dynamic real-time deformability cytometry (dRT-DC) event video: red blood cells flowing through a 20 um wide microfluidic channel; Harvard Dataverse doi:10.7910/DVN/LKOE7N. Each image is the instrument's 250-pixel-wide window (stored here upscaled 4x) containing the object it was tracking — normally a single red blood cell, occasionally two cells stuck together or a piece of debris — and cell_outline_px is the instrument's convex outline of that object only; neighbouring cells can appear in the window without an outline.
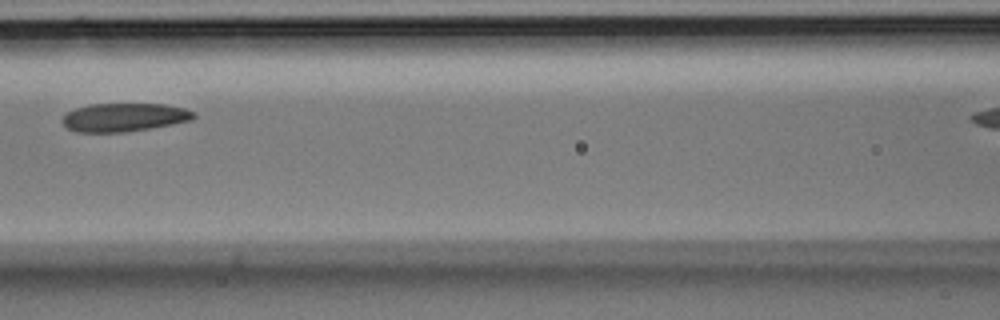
{"species": "Egyptian fruit bat (a non-hibernating species)", "species_latin": "Rousettus aegyptiacus", "temperature_condition": "room temperature", "stored_images_in_passage": 6, "camera_frame_rate_fps": 3000, "um_per_image_px": 0.085, "animal": {"sex": "male"}, "frame": {"image": 1, "passage_image": 6, "time_ms": 1.667, "image_size_px": [1000, 320], "cell_outline_px": [[196, 116], [192, 120], [172, 124], [124, 132], [76, 132], [68, 128], [60, 120], [68, 112], [76, 108], [88, 104], [164, 104], [184, 108], [196, 112]], "centroid_in_image_um": [10.56, 9.96], "position_along_channel_um": 156.0, "area_um2": 21.68}}